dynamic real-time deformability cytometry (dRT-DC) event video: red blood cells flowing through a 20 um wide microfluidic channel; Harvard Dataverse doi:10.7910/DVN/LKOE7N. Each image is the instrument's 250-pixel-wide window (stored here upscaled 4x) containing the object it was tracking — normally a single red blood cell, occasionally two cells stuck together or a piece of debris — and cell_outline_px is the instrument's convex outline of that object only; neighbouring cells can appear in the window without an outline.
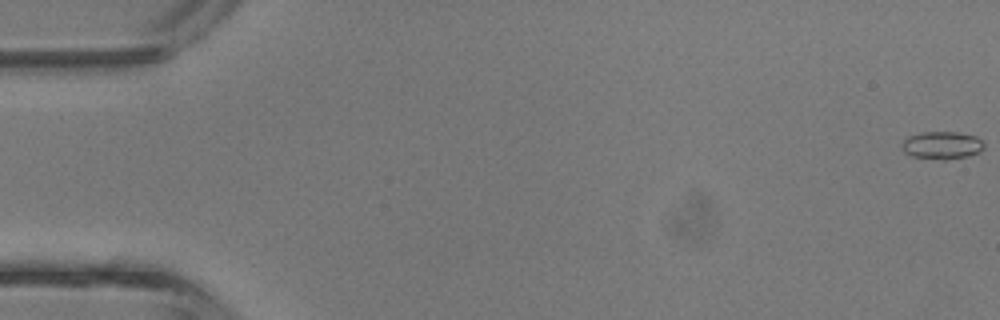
{"species": "common noctule bat (a hibernating species)", "species_latin": "Nyctalus noctula", "temperature_condition": "room temperature", "stored_images_in_passage": 7, "camera_frame_rate_fps": 3000, "um_per_image_px": 0.085, "animal": {"sex": "male", "body_mass_g": 13.3}, "frame": {"image": 1, "passage_image": 1, "time_ms": 0.0, "image_size_px": [1000, 320], "cell_outline_px": [[984, 148], [980, 152], [968, 156], [944, 160], [912, 156], [904, 152], [900, 144], [908, 136], [920, 132], [956, 132], [976, 136], [984, 144]], "centroid_in_image_um": [80.05, 12.34], "position_along_channel_um": 4.9, "area_um2": 13.29}}